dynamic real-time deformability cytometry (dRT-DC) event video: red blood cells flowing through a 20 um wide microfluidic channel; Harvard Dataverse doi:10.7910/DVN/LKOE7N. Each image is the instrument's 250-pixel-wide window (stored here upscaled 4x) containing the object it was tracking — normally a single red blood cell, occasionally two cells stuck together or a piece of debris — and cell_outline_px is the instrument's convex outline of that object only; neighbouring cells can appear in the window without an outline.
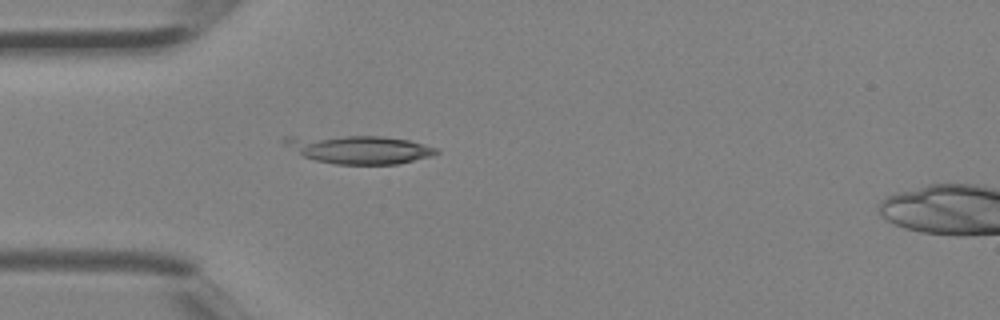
{"species": "Egyptian fruit bat (a non-hibernating species)", "species_latin": "Rousettus aegyptiacus", "temperature_condition": "room temperature", "stored_images_in_passage": 2, "camera_frame_rate_fps": 3000, "um_per_image_px": 0.085, "animal": {"sex": "female"}, "frame": {"image": 1, "passage_image": 1, "time_ms": 0.0, "image_size_px": [1000, 320], "cell_outline_px": [[440, 152], [432, 156], [396, 164], [336, 164], [316, 160], [304, 156], [284, 144], [284, 136], [380, 136], [408, 140], [440, 148]], "centroid_in_image_um": [30.57, 12.69], "position_along_channel_um": 54.4, "area_um2": 24.85}}